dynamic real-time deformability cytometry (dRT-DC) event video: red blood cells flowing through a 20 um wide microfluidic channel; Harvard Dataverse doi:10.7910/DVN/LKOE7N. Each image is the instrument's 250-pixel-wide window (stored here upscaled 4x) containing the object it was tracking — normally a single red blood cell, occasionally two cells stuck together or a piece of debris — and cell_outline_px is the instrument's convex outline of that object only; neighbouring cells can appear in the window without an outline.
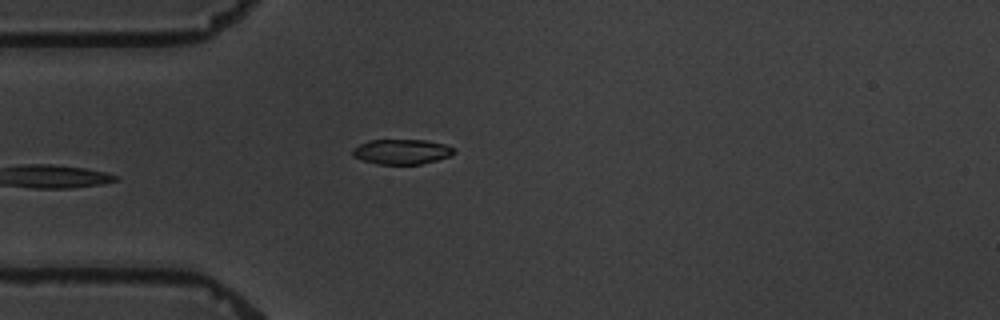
{"species": "common noctule bat (a hibernating species)", "species_latin": "Nyctalus noctula", "temperature_condition": "warm", "stored_images_in_passage": 5, "camera_frame_rate_fps": 3000, "um_per_image_px": 0.085, "animal": {"sex": "male", "body_mass_g": 19.5, "forearm_length_mm": 54.6}, "frame": {"image": 1, "passage_image": 5, "time_ms": 4.333, "image_size_px": [1000, 320], "cell_outline_px": [[456, 152], [452, 156], [420, 164], [376, 164], [352, 156], [352, 148], [368, 140], [428, 140], [444, 144], [456, 148]], "centroid_in_image_um": [34.17, 12.89], "position_along_channel_um": 50.8, "area_um2": 14.91}}